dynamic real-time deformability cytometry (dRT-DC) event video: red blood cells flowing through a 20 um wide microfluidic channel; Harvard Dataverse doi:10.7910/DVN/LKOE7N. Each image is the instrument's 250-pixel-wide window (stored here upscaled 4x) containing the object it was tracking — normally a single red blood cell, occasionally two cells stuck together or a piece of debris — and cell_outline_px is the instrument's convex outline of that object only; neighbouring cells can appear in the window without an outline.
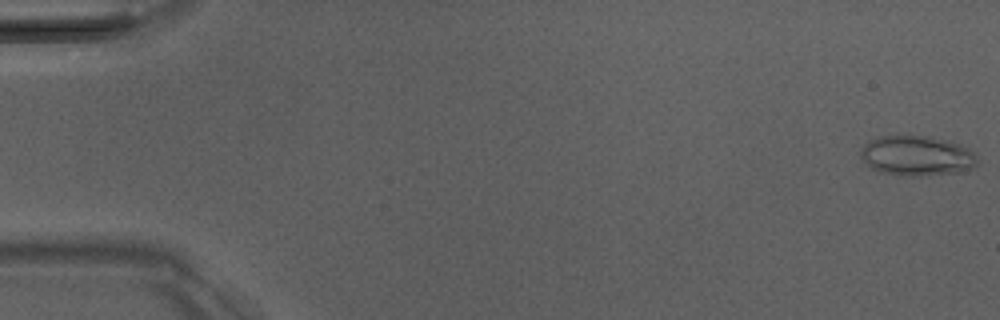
{"species": "Egyptian fruit bat (a non-hibernating species)", "species_latin": "Rousettus aegyptiacus", "temperature_condition": "room temperature", "stored_images_in_passage": 52, "camera_frame_rate_fps": 3000, "um_per_image_px": 0.085, "animal": {"sex": "male"}, "frame": {"image": 1, "passage_image": 1, "time_ms": 0.0, "image_size_px": [1000, 320], "cell_outline_px": [[976, 164], [972, 168], [956, 172], [928, 176], [900, 176], [880, 172], [872, 168], [860, 156], [860, 152], [864, 144], [868, 140], [880, 136], [932, 136], [968, 148], [976, 156]], "centroid_in_image_um": [77.89, 13.25], "position_along_channel_um": 7.1, "area_um2": 27.11}}
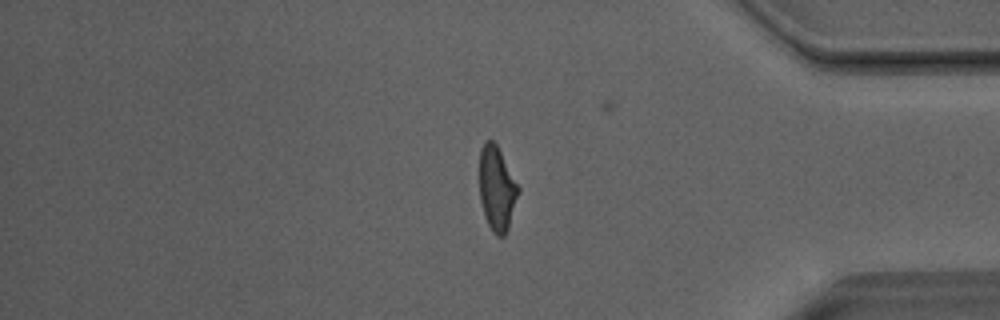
{"frame": {"image": 2, "passage_image": 43, "time_ms": 14.0, "image_size_px": [1000, 320], "cell_outline_px": [[520, 192], [508, 228], [504, 236], [496, 236], [492, 232], [488, 224], [480, 200], [480, 148], [484, 140], [492, 140], [496, 144], [520, 188]], "centroid_in_image_um": [42.24, 16.03], "position_along_channel_um": 393.0, "area_um2": 19.02}}
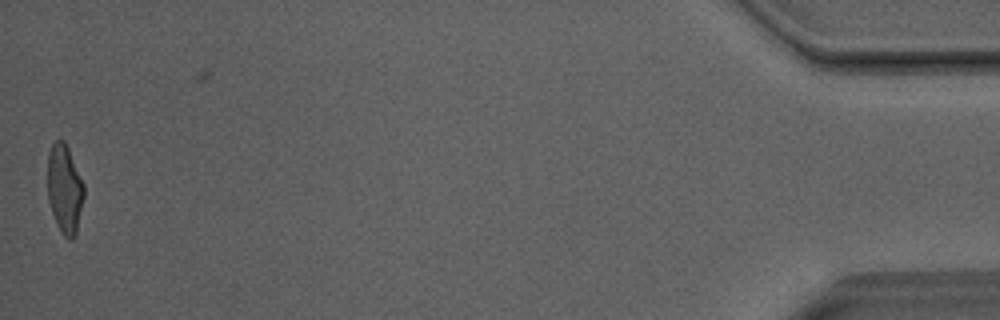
{"frame": {"image": 3, "passage_image": 51, "time_ms": 16.667, "image_size_px": [1000, 320], "cell_outline_px": [[84, 196], [76, 232], [72, 240], [68, 240], [60, 232], [56, 224], [48, 200], [48, 152], [52, 144], [56, 140], [64, 140], [68, 148], [84, 184]], "centroid_in_image_um": [5.49, 16.07], "position_along_channel_um": 429.7, "area_um2": 18.79}, "authors_computed_cell_mechanics": {"area_um2": 19.8543, "velocity_mm_per_s": 4.0625, "shape_relaxation_time_tau1_ms": 6.953, "shape_relaxation_time_tau2_ms": 1.2325, "deformation_change_tau1": 0.231, "deformation_change_tau2": 0.0825}}